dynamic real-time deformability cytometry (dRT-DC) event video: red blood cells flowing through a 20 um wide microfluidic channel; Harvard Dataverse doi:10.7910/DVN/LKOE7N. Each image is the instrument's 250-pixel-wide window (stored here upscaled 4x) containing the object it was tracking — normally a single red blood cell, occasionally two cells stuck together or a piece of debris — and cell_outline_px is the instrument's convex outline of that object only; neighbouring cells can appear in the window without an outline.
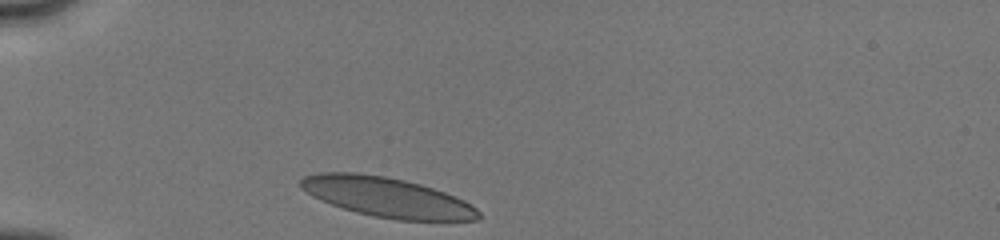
{"species": "human", "species_latin": "Homo sapiens", "temperature_condition": "cold", "stored_images_in_passage": 7, "camera_frame_rate_fps": 3000, "um_per_image_px": 0.085, "donor": {"sex": "male"}, "frame": {"image": 1, "passage_image": 1, "time_ms": 0.0, "image_size_px": [1000, 240], "cell_outline_px": [[484, 216], [476, 220], [396, 220], [372, 216], [356, 212], [320, 200], [312, 196], [300, 188], [300, 180], [304, 176], [320, 172], [356, 172], [384, 176], [404, 180], [420, 184], [444, 192], [464, 200], [472, 204]], "centroid_in_image_um": [32.9, 16.76], "position_along_channel_um": 52.1, "area_um2": 41.21}}
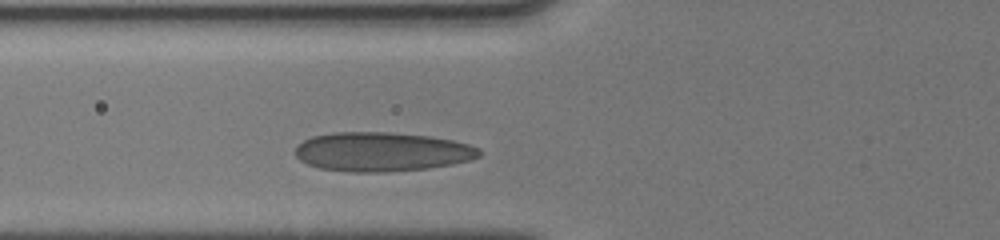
{"frame": {"image": 2, "passage_image": 4, "time_ms": 1.667, "image_size_px": [1000, 240], "cell_outline_px": [[480, 156], [468, 160], [452, 164], [428, 168], [384, 172], [348, 172], [320, 168], [308, 164], [300, 160], [296, 156], [296, 144], [312, 136], [332, 132], [388, 132], [428, 136], [452, 140], [468, 144], [480, 148]], "centroid_in_image_um": [32.43, 12.9], "position_along_channel_um": 93.4, "area_um2": 42.02}}
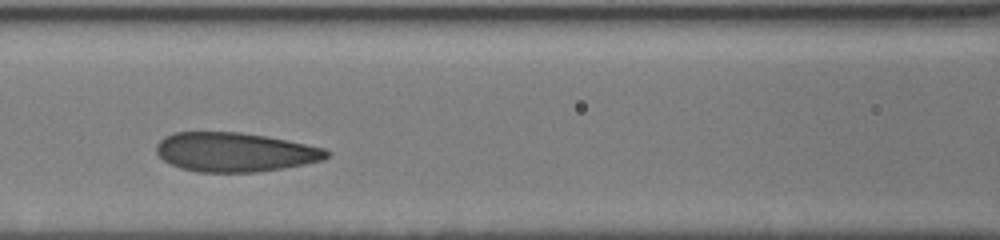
{"frame": {"image": 3, "passage_image": 6, "time_ms": 3.0, "image_size_px": [1000, 240], "cell_outline_px": [[332, 152], [328, 156], [320, 160], [304, 164], [256, 172], [196, 172], [180, 168], [164, 160], [156, 152], [156, 144], [164, 136], [172, 132], [240, 132], [264, 136], [324, 148]], "centroid_in_image_um": [19.91, 12.93], "position_along_channel_um": 146.7, "area_um2": 38.61}}